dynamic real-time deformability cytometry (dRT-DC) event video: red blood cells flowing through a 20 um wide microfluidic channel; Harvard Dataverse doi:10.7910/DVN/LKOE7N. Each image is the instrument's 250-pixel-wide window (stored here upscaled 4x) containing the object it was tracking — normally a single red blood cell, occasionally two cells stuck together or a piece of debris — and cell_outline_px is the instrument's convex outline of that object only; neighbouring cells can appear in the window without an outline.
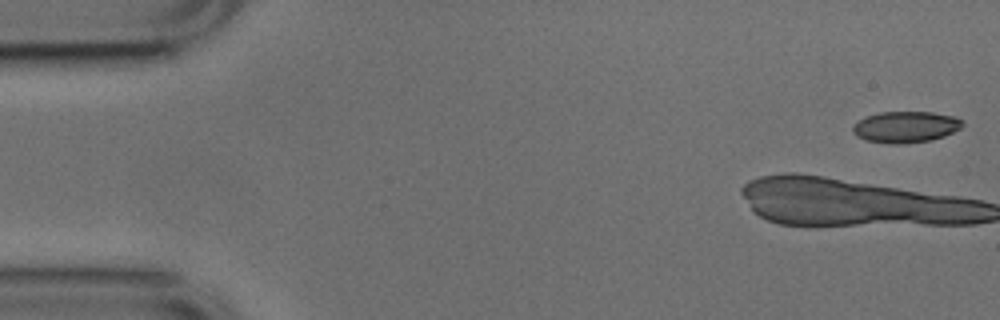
{"species": "common noctule bat (a hibernating species)", "species_latin": "Nyctalus noctula", "temperature_condition": "cold", "stored_images_in_passage": 12, "camera_frame_rate_fps": 3000, "um_per_image_px": 0.085, "animal": {"sex": "male", "body_mass_g": 17.9, "forearm_length_mm": 54.2}, "frame": {"image": 1, "passage_image": 1, "time_ms": 0.0, "image_size_px": [1000, 320], "cell_outline_px": [[964, 124], [960, 128], [944, 136], [932, 140], [900, 144], [892, 144], [868, 140], [856, 136], [852, 132], [852, 124], [864, 116], [880, 112], [932, 112], [956, 116], [964, 120]], "centroid_in_image_um": [76.97, 10.78], "position_along_channel_um": 8.0, "area_um2": 20.23}}